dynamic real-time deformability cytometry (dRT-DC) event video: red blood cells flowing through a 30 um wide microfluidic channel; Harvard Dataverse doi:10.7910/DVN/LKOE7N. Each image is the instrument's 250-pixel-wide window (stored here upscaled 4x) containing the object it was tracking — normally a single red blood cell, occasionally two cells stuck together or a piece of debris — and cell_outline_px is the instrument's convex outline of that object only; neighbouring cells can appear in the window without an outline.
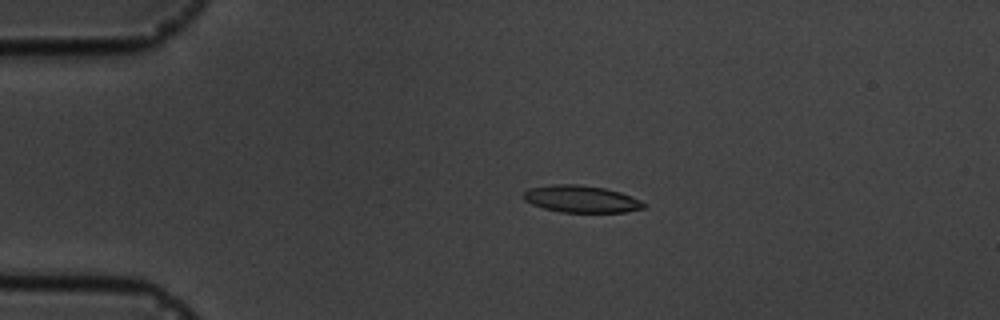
{"species": "common noctule bat (a hibernating species)", "species_latin": "Nyctalus noctula", "temperature_condition": "cold", "stored_images_in_passage": 7, "camera_frame_rate_fps": 3000, "um_per_image_px": 0.085, "animal": {"sex": "male", "body_mass_g": 19.5, "forearm_length_mm": 54.6}, "frame": {"image": 1, "passage_image": 4, "time_ms": 3.667, "image_size_px": [1000, 320], "cell_outline_px": [[644, 208], [624, 212], [560, 212], [544, 208], [532, 204], [524, 200], [524, 192], [528, 188], [552, 184], [576, 184], [604, 188], [620, 192], [632, 196], [640, 200], [644, 204]], "centroid_in_image_um": [49.38, 16.91], "position_along_channel_um": 35.6, "area_um2": 18.84}}
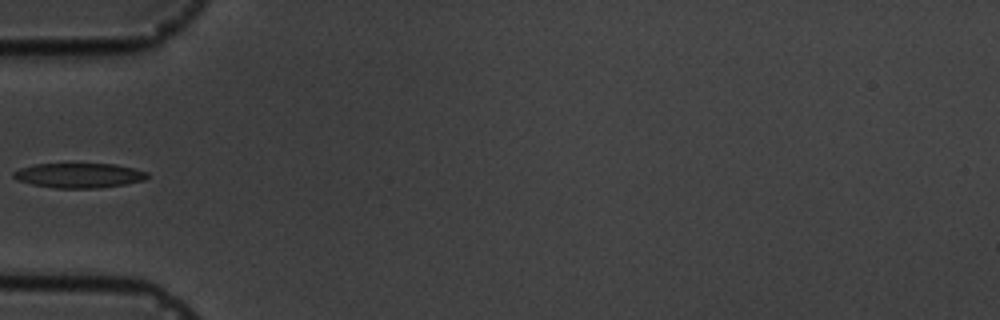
{"frame": {"image": 2, "passage_image": 6, "time_ms": 6.0, "image_size_px": [1000, 320], "cell_outline_px": [[148, 176], [144, 180], [124, 184], [100, 188], [56, 188], [32, 184], [20, 180], [12, 176], [12, 172], [20, 168], [36, 164], [116, 164], [148, 172]], "centroid_in_image_um": [6.72, 14.91], "position_along_channel_um": 78.3, "area_um2": 19.13}}
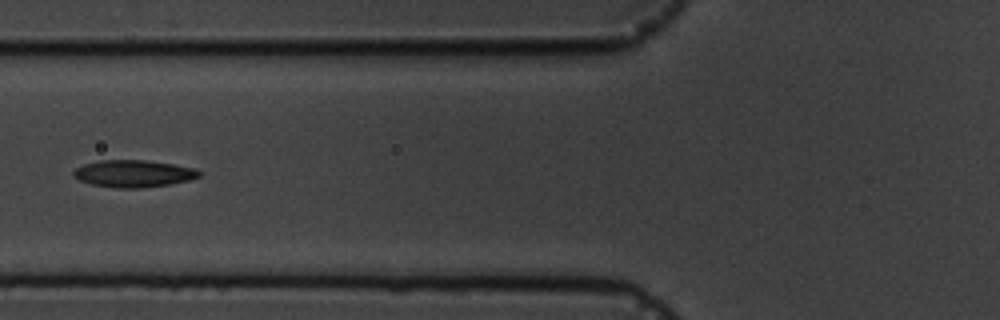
{"frame": {"image": 3, "passage_image": 7, "time_ms": 7.0, "image_size_px": [1000, 320], "cell_outline_px": [[200, 176], [188, 180], [168, 184], [140, 188], [116, 188], [92, 184], [80, 180], [72, 176], [72, 172], [76, 168], [84, 164], [100, 160], [144, 160], [172, 164], [196, 168], [200, 172]], "centroid_in_image_um": [11.32, 14.75], "position_along_channel_um": 114.5, "area_um2": 19.71}}